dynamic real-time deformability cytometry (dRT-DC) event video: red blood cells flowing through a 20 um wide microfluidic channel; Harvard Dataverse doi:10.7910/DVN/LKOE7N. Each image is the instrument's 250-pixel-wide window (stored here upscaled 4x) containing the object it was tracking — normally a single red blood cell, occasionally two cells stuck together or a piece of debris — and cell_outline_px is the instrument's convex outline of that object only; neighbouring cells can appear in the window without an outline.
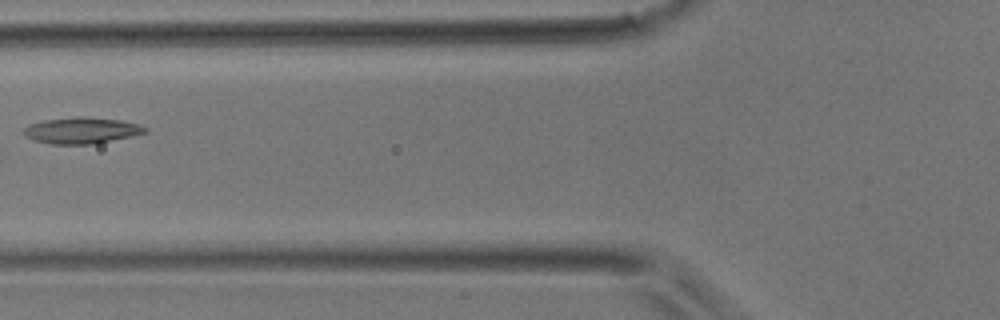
{"species": "common noctule bat (a hibernating species)", "species_latin": "Nyctalus noctula", "temperature_condition": "room temperature", "stored_images_in_passage": 4, "camera_frame_rate_fps": 3000, "um_per_image_px": 0.085, "animal": {"sex": "male", "body_mass_g": 17.9}, "frame": {"image": 1, "passage_image": 4, "time_ms": 1.0, "image_size_px": [1000, 320], "cell_outline_px": [[148, 132], [132, 136], [92, 144], [48, 144], [32, 140], [24, 136], [20, 132], [28, 124], [44, 120], [76, 116], [88, 116], [120, 120], [140, 124], [148, 128]], "centroid_in_image_um": [6.89, 11.08], "position_along_channel_um": 118.9, "area_um2": 18.96}}